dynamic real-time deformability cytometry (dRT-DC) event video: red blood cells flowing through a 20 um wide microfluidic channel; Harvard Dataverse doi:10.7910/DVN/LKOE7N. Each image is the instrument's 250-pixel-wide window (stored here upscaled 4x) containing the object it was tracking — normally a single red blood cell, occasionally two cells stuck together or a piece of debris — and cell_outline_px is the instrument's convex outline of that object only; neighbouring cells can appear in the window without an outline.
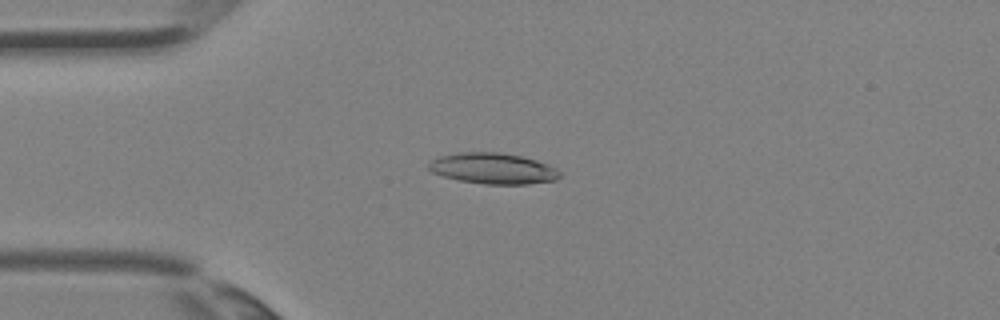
{"species": "Egyptian fruit bat (a non-hibernating species)", "species_latin": "Rousettus aegyptiacus", "temperature_condition": "room temperature", "stored_images_in_passage": 3, "camera_frame_rate_fps": 3000, "um_per_image_px": 0.085, "animal": {"sex": "female"}, "frame": {"image": 1, "passage_image": 2, "time_ms": 0.333, "image_size_px": [1000, 320], "cell_outline_px": [[560, 176], [556, 180], [528, 184], [484, 184], [456, 180], [432, 172], [428, 168], [428, 164], [432, 160], [440, 156], [460, 152], [500, 152], [520, 156], [536, 160], [548, 164], [556, 168], [560, 172]], "centroid_in_image_um": [41.91, 14.32], "position_along_channel_um": 43.1, "area_um2": 23.64}}
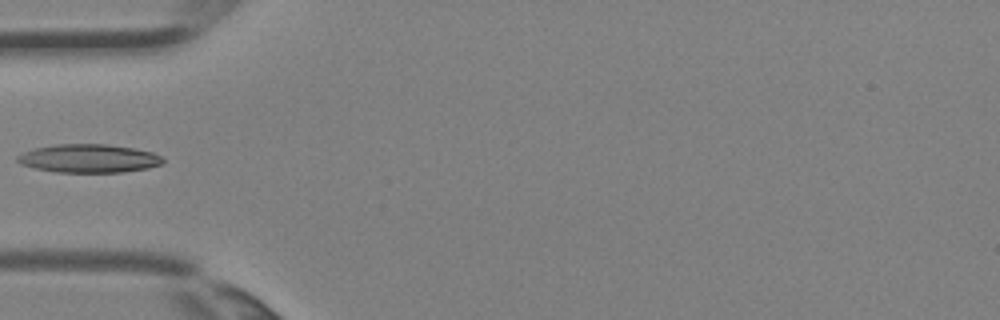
{"frame": {"image": 2, "passage_image": 3, "time_ms": 0.667, "image_size_px": [1000, 320], "cell_outline_px": [[164, 164], [148, 168], [124, 172], [56, 172], [36, 168], [20, 164], [16, 160], [16, 156], [24, 152], [36, 148], [56, 144], [108, 144], [132, 148], [152, 152], [160, 156], [164, 160]], "centroid_in_image_um": [7.56, 13.47], "position_along_channel_um": 77.4, "area_um2": 24.04}}